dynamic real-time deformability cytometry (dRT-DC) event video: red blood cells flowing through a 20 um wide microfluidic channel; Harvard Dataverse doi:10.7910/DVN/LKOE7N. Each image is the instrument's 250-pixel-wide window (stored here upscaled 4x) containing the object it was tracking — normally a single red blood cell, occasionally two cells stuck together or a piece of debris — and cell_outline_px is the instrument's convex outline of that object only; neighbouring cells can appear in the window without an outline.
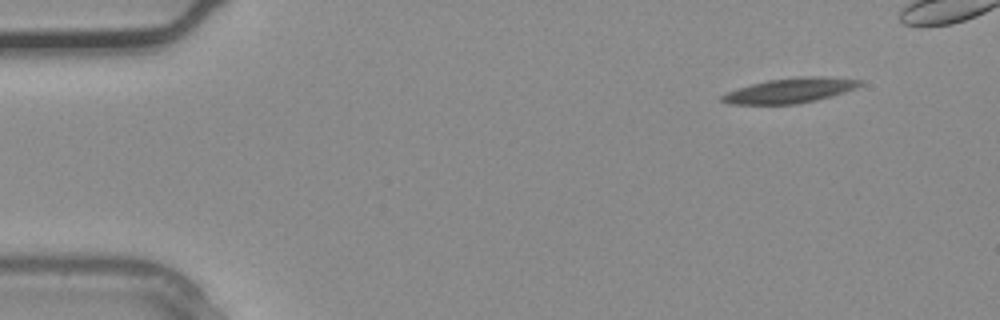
{"species": "common noctule bat (a hibernating species)", "species_latin": "Nyctalus noctula", "temperature_condition": "warm", "stored_images_in_passage": 5, "camera_frame_rate_fps": 3000, "um_per_image_px": 0.085, "animal": {"sex": "male", "body_mass_g": 20.4}, "frame": {"image": 1, "passage_image": 1, "time_ms": 0.0, "image_size_px": [1000, 320], "cell_outline_px": [[864, 80], [856, 88], [832, 96], [816, 100], [796, 104], [728, 104], [720, 100], [720, 96], [728, 92], [752, 84], [768, 80], [800, 76], [832, 76]], "centroid_in_image_um": [67.2, 7.68], "position_along_channel_um": 17.8, "area_um2": 20.06}}